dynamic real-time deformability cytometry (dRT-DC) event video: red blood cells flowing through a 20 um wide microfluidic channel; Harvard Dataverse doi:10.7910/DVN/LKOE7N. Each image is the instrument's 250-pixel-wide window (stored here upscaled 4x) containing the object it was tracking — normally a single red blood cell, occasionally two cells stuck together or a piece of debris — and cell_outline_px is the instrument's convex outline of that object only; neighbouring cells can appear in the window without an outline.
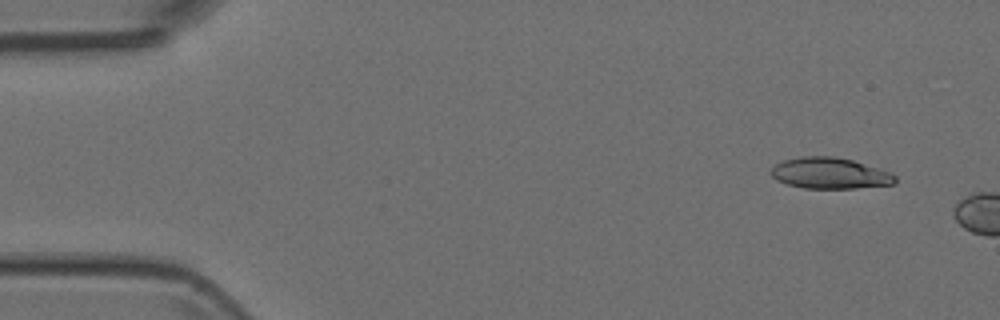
{"species": "Egyptian fruit bat (a non-hibernating species)", "species_latin": "Rousettus aegyptiacus", "temperature_condition": "room temperature", "stored_images_in_passage": 2, "camera_frame_rate_fps": 3000, "um_per_image_px": 0.085, "animal": {"sex": "female"}, "frame": {"image": 1, "passage_image": 1, "time_ms": 0.0, "image_size_px": [1000, 320], "cell_outline_px": [[896, 184], [856, 188], [804, 188], [788, 184], [776, 180], [772, 176], [772, 168], [776, 164], [784, 160], [800, 156], [836, 156], [852, 160], [892, 172], [896, 176]], "centroid_in_image_um": [70.58, 14.72], "position_along_channel_um": 14.4, "area_um2": 22.54}}